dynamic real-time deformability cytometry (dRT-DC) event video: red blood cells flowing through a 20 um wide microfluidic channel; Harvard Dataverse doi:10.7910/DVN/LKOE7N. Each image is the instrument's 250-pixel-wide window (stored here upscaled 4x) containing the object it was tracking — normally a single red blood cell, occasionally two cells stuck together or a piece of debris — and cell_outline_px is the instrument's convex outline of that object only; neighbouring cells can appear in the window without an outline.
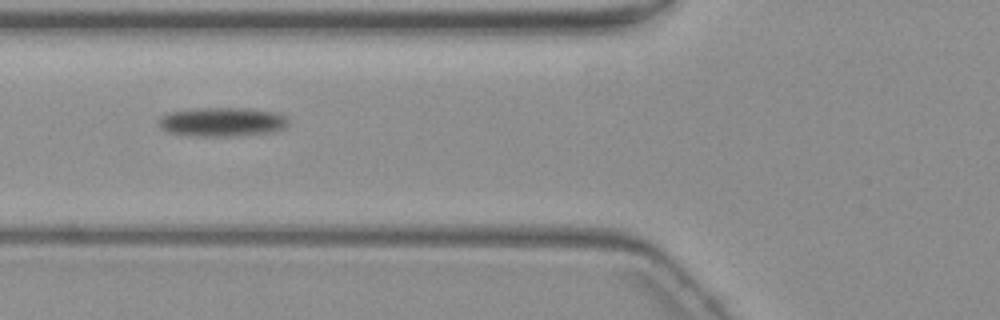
{"species": "common noctule bat (a hibernating species)", "species_latin": "Nyctalus noctula", "temperature_condition": "warm", "stored_images_in_passage": 4, "camera_frame_rate_fps": 3000, "um_per_image_px": 0.085, "animal": {"sex": "female", "body_mass_g": 19.3, "forearm_length_mm": 54.1}, "frame": {"image": 1, "passage_image": 2, "time_ms": 1.0, "image_size_px": [1000, 320], "cell_outline_px": [[288, 128], [280, 132], [240, 136], [184, 136], [168, 132], [160, 128], [160, 116], [168, 112], [196, 108], [248, 108], [276, 112], [288, 116]], "centroid_in_image_um": [18.96, 10.38], "position_along_channel_um": 106.8, "area_um2": 22.72}}
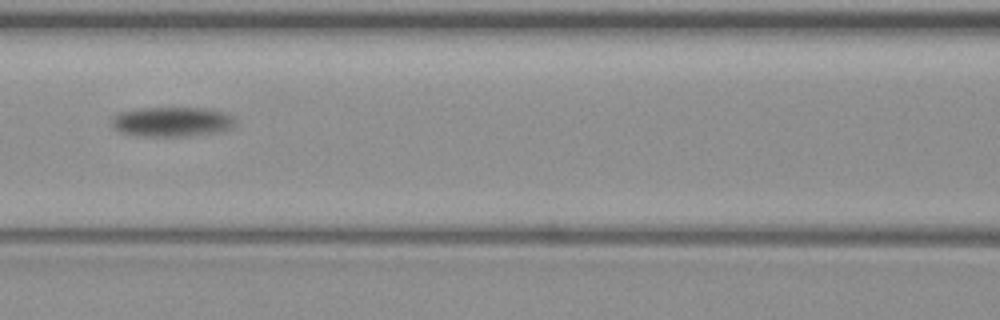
{"frame": {"image": 2, "passage_image": 3, "time_ms": 2.333, "image_size_px": [1000, 320], "cell_outline_px": [[232, 128], [224, 132], [188, 136], [136, 136], [120, 132], [112, 124], [112, 116], [120, 112], [140, 108], [204, 108], [224, 112], [232, 116]], "centroid_in_image_um": [14.61, 10.36], "position_along_channel_um": 152.0, "area_um2": 21.44}}
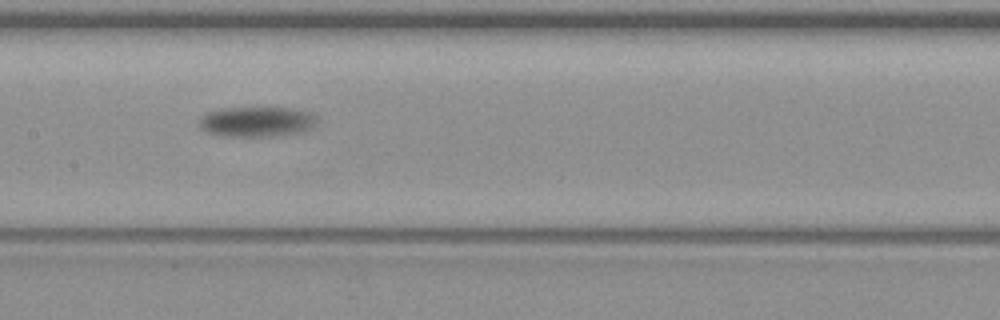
{"frame": {"image": 3, "passage_image": 4, "time_ms": 3.333, "image_size_px": [1000, 320], "cell_outline_px": [[320, 120], [312, 128], [304, 132], [280, 136], [224, 136], [208, 132], [200, 128], [196, 124], [208, 112], [224, 108], [296, 108], [308, 112], [316, 116]], "centroid_in_image_um": [21.89, 10.35], "position_along_channel_um": 185.5, "area_um2": 20.92}}